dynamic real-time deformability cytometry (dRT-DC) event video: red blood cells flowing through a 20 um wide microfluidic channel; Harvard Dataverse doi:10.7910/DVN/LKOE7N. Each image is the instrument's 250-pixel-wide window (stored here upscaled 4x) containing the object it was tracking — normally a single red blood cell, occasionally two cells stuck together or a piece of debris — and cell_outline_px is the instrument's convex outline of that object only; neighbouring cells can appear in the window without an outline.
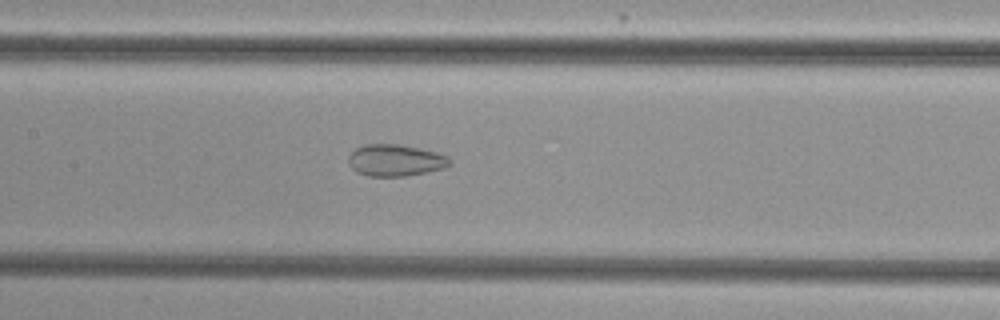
{"species": "common noctule bat (a hibernating species)", "species_latin": "Nyctalus noctula", "temperature_condition": "cold", "stored_images_in_passage": 38, "camera_frame_rate_fps": 3000, "um_per_image_px": 0.085, "animal": {"sex": "female", "body_mass_g": 29.2, "forearm_length_mm": 56.3}, "frame": {"image": 1, "passage_image": 13, "time_ms": 4.0, "image_size_px": [1000, 320], "cell_outline_px": [[452, 164], [444, 168], [404, 176], [368, 176], [356, 172], [348, 164], [348, 156], [356, 148], [364, 144], [396, 144], [420, 148], [436, 152], [448, 156], [452, 160]], "centroid_in_image_um": [33.6, 13.62], "position_along_channel_um": 173.8, "area_um2": 18.79}}
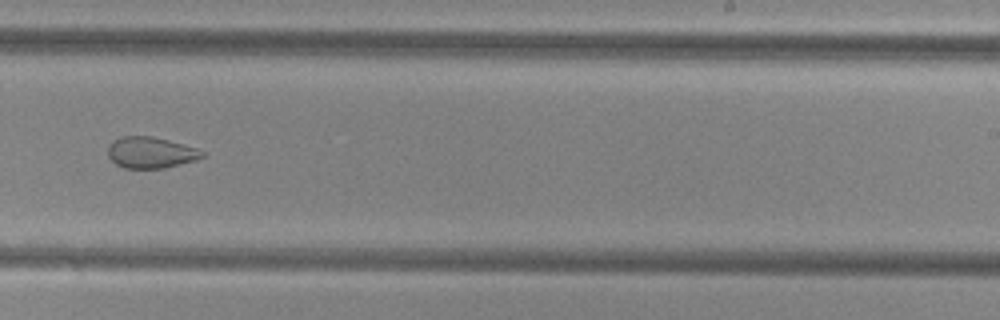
{"frame": {"image": 2, "passage_image": 21, "time_ms": 6.667, "image_size_px": [1000, 320], "cell_outline_px": [[204, 156], [196, 160], [164, 168], [124, 168], [116, 164], [108, 156], [108, 148], [112, 140], [120, 136], [152, 136], [168, 140], [196, 148], [204, 152]], "centroid_in_image_um": [12.79, 12.96], "position_along_channel_um": 276.2, "area_um2": 17.11}}
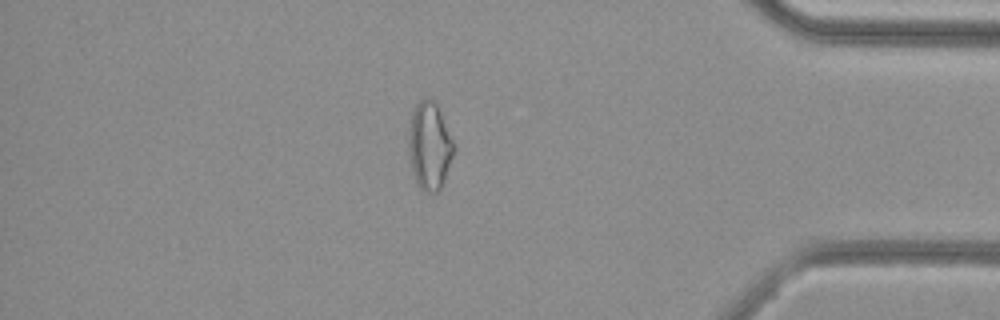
{"frame": {"image": 3, "passage_image": 33, "time_ms": 10.667, "image_size_px": [1000, 320], "cell_outline_px": [[456, 148], [440, 188], [436, 192], [424, 192], [416, 184], [412, 172], [408, 152], [408, 128], [412, 112], [416, 104], [420, 100], [428, 96], [440, 108]], "centroid_in_image_um": [36.49, 12.37], "position_along_channel_um": 398.7, "area_um2": 23.41}, "authors_computed_cell_mechanics": {"area_um2": 20.0855, "velocity_mm_per_s": 3.8509, "shape_relaxation_time_tau1_ms": null, "shape_relaxation_time_tau2_ms": 1.8597, "deformation_change_tau1": null, "deformation_change_tau2": 0.0768}}